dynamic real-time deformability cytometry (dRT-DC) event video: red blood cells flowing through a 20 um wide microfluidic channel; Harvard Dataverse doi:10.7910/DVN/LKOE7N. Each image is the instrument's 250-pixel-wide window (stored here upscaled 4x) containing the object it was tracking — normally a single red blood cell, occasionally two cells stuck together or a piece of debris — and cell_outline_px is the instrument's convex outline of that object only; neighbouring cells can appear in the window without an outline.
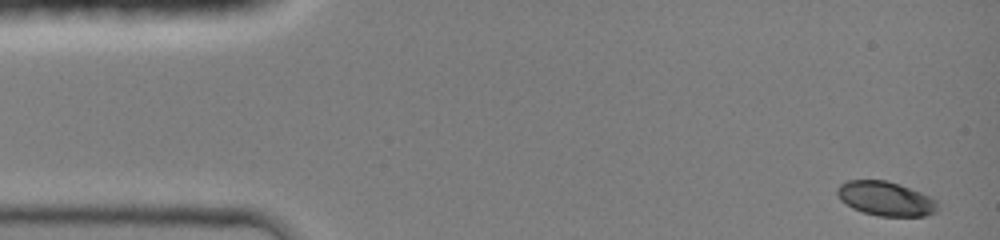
{"species": "common noctule bat (a hibernating species)", "species_latin": "Nyctalus noctula", "temperature_condition": "room temperature", "stored_images_in_passage": 4, "camera_frame_rate_fps": 3000, "um_per_image_px": 0.085, "animal": {"sex": "female", "body_mass_g": 19.0, "forearm_length_mm": 51.5}, "frame": {"image": 1, "passage_image": 1, "time_ms": 0.0, "image_size_px": [1000, 240], "cell_outline_px": [[940, 208], [936, 212], [924, 216], [880, 216], [864, 212], [852, 208], [840, 200], [836, 192], [836, 188], [840, 184], [848, 180], [884, 180], [900, 184], [932, 196], [936, 200]], "centroid_in_image_um": [75.31, 16.88], "position_along_channel_um": 9.7, "area_um2": 20.29}}